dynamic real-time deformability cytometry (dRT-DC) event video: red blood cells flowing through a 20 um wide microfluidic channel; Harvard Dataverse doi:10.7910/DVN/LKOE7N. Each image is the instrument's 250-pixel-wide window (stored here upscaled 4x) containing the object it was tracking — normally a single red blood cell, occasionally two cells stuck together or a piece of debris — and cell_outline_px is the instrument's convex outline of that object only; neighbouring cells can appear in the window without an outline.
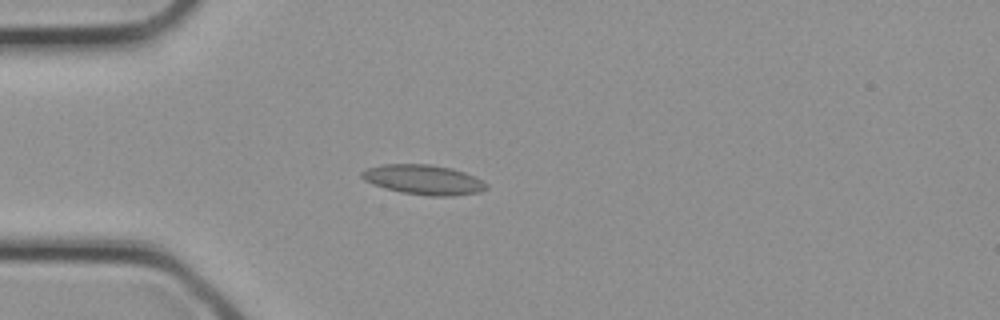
{"species": "common noctule bat (a hibernating species)", "species_latin": "Nyctalus noctula", "temperature_condition": "cold", "stored_images_in_passage": 12, "camera_frame_rate_fps": 3000, "um_per_image_px": 0.085, "animal": {"sex": "female", "body_mass_g": 21.9}, "frame": {"image": 1, "passage_image": 9, "time_ms": 2.667, "image_size_px": [1000, 320], "cell_outline_px": [[488, 188], [480, 192], [452, 196], [428, 196], [400, 192], [384, 188], [372, 184], [364, 180], [360, 176], [360, 172], [368, 168], [384, 164], [432, 164], [452, 168], [464, 172], [488, 184]], "centroid_in_image_um": [35.98, 15.28], "position_along_channel_um": 49.0, "area_um2": 21.73}}
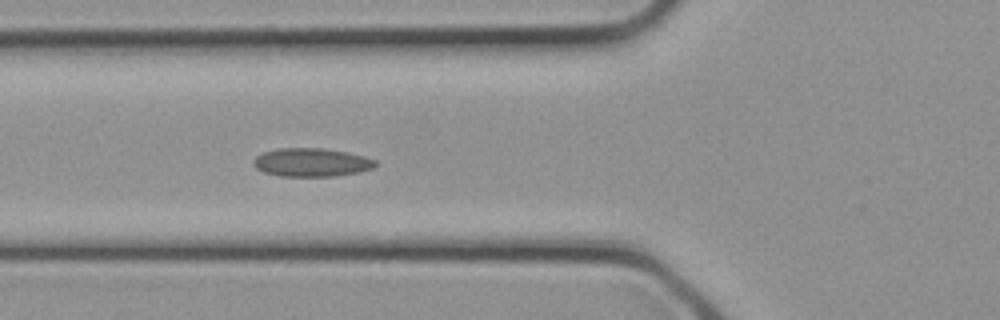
{"frame": {"image": 2, "passage_image": 12, "time_ms": 3.667, "image_size_px": [1000, 320], "cell_outline_px": [[376, 164], [372, 168], [360, 172], [336, 176], [280, 176], [264, 172], [256, 168], [252, 164], [252, 160], [256, 156], [264, 152], [276, 148], [324, 148], [348, 152], [364, 156], [376, 160]], "centroid_in_image_um": [26.46, 13.8], "position_along_channel_um": 99.3, "area_um2": 20.35}}